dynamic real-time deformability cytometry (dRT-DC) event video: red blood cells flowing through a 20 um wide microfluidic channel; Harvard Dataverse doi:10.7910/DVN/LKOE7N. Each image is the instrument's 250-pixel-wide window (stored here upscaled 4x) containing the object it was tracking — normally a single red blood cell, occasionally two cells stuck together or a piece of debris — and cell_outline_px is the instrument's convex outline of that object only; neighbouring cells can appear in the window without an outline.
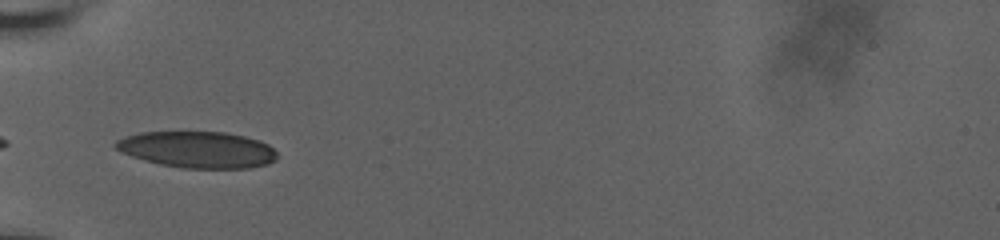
{"species": "human", "species_latin": "Homo sapiens", "temperature_condition": "room temperature", "stored_images_in_passage": 24, "camera_frame_rate_fps": 3000, "um_per_image_px": 0.085, "donor": {"sex": "male"}, "frame": {"image": 1, "passage_image": 1, "time_ms": 0.0, "image_size_px": [1000, 240], "cell_outline_px": [[276, 160], [268, 164], [248, 168], [180, 168], [160, 164], [144, 160], [120, 152], [112, 144], [116, 140], [124, 136], [140, 132], [224, 132], [244, 136], [260, 140], [268, 144], [276, 152]], "centroid_in_image_um": [16.76, 12.71], "position_along_channel_um": 68.2, "area_um2": 34.45}}
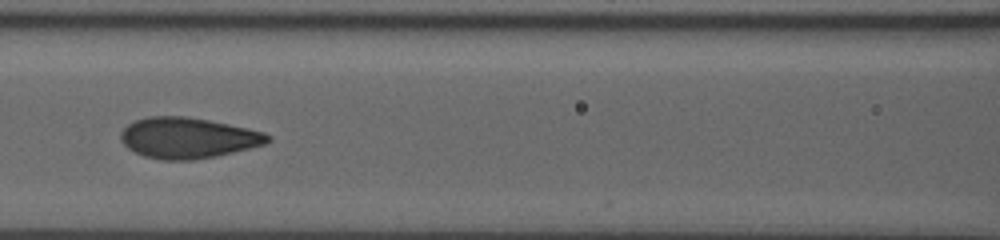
{"frame": {"image": 2, "passage_image": 8, "time_ms": 2.333, "image_size_px": [1000, 240], "cell_outline_px": [[272, 140], [264, 144], [216, 156], [192, 160], [164, 160], [144, 156], [128, 148], [120, 140], [120, 132], [128, 124], [136, 120], [148, 116], [184, 116], [208, 120], [248, 128], [264, 132], [272, 136]], "centroid_in_image_um": [15.96, 11.72], "position_along_channel_um": 150.6, "area_um2": 34.8}}
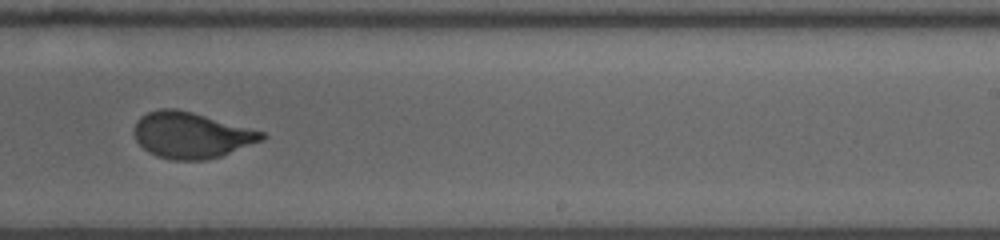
{"frame": {"image": 3, "passage_image": 18, "time_ms": 5.667, "image_size_px": [1000, 240], "cell_outline_px": [[268, 136], [264, 140], [220, 156], [204, 160], [172, 160], [156, 156], [148, 152], [136, 140], [136, 120], [140, 116], [148, 112], [160, 108], [176, 108], [192, 112], [264, 132]], "centroid_in_image_um": [16.26, 11.49], "position_along_channel_um": 272.7, "area_um2": 34.04}}